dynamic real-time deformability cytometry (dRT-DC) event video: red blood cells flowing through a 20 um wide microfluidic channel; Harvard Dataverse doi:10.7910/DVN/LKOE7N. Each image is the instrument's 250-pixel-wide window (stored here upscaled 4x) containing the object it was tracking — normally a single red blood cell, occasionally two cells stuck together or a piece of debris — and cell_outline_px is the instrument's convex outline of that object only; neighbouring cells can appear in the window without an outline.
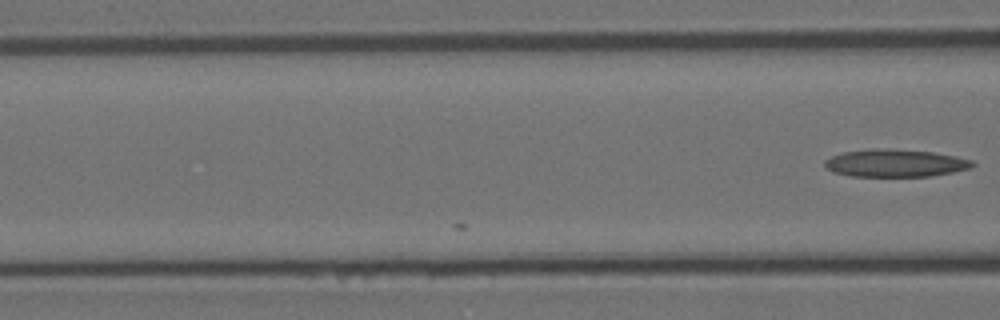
{"species": "Egyptian fruit bat (a non-hibernating species)", "species_latin": "Rousettus aegyptiacus", "temperature_condition": "room temperature", "stored_images_in_passage": 3, "camera_frame_rate_fps": 3000, "um_per_image_px": 0.085, "animal": {"sex": "female"}, "frame": {"image": 1, "passage_image": 3, "time_ms": 0.667, "image_size_px": [1000, 320], "cell_outline_px": [[976, 164], [972, 168], [952, 172], [928, 176], [852, 176], [832, 172], [824, 168], [824, 160], [840, 152], [872, 148], [884, 148], [932, 152], [956, 156], [972, 160]], "centroid_in_image_um": [76.06, 13.86], "position_along_channel_um": 90.5, "area_um2": 23.93}}